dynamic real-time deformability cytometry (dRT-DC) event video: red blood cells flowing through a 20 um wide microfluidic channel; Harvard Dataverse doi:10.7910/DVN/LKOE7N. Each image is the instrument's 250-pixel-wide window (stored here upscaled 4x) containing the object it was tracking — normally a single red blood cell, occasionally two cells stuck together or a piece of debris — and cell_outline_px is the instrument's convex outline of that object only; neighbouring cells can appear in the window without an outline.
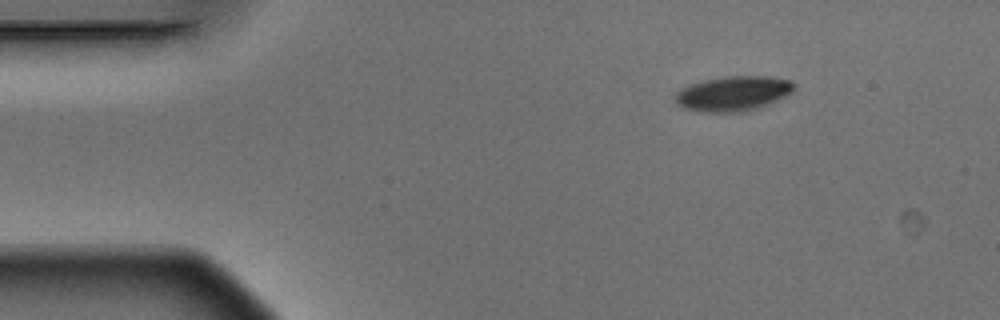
{"species": "Egyptian fruit bat (a non-hibernating species)", "species_latin": "Rousettus aegyptiacus", "temperature_condition": "warm", "stored_images_in_passage": 3, "camera_frame_rate_fps": 3000, "um_per_image_px": 0.085, "animal": {"sex": "male"}, "frame": {"image": 1, "passage_image": 1, "time_ms": 0.0, "image_size_px": [1000, 320], "cell_outline_px": [[796, 88], [792, 92], [776, 100], [756, 108], [736, 112], [704, 112], [684, 108], [676, 104], [676, 92], [680, 88], [688, 84], [728, 76], [764, 76], [792, 80], [796, 84]], "centroid_in_image_um": [62.31, 7.94], "position_along_channel_um": 22.7, "area_um2": 23.93}}
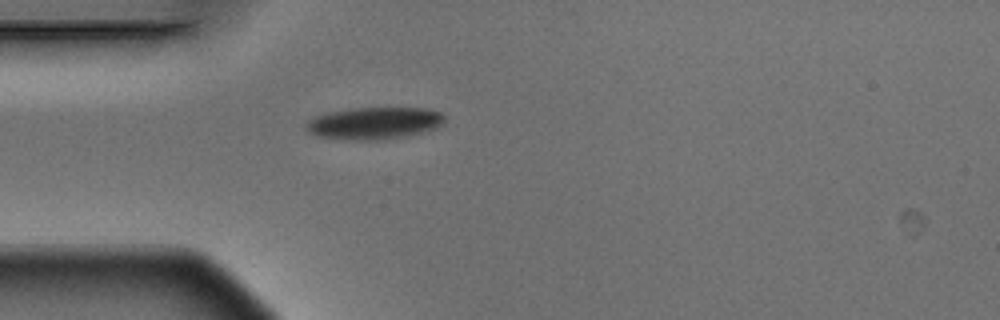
{"frame": {"image": 2, "passage_image": 3, "time_ms": 0.667, "image_size_px": [1000, 320], "cell_outline_px": [[444, 120], [436, 128], [404, 136], [384, 140], [344, 140], [316, 136], [308, 132], [304, 128], [304, 124], [308, 120], [316, 116], [328, 112], [352, 108], [428, 108], [440, 112], [444, 116]], "centroid_in_image_um": [31.74, 10.47], "position_along_channel_um": 53.3, "area_um2": 26.07}}